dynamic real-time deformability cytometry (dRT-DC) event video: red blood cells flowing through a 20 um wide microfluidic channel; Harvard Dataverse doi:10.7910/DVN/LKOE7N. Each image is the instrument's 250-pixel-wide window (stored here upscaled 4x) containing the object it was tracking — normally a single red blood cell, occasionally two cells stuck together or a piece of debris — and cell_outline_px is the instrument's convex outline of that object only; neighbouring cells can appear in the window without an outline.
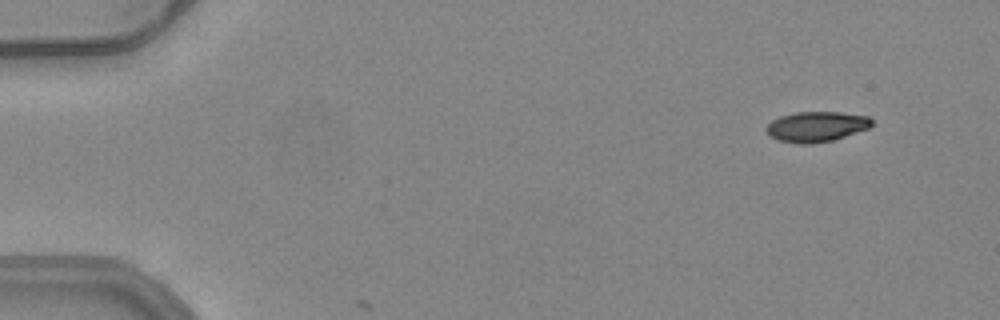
{"species": "common noctule bat (a hibernating species)", "species_latin": "Nyctalus noctula", "temperature_condition": "warm", "stored_images_in_passage": 7, "camera_frame_rate_fps": 3000, "um_per_image_px": 0.085, "animal": {"sex": "female", "body_mass_g": 24.6, "forearm_length_mm": 56.2}, "frame": {"image": 1, "passage_image": 5, "time_ms": 1.333, "image_size_px": [1000, 320], "cell_outline_px": [[872, 124], [868, 128], [832, 140], [812, 144], [800, 144], [780, 140], [768, 136], [764, 128], [772, 120], [780, 116], [796, 112], [840, 112], [868, 116], [872, 120]], "centroid_in_image_um": [69.35, 10.76], "position_along_channel_um": 15.7, "area_um2": 18.55}}